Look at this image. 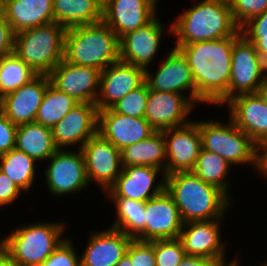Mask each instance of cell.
<instances>
[{
    "label": "cell",
    "instance_id": "6da1fadb",
    "mask_svg": "<svg viewBox=\"0 0 267 266\" xmlns=\"http://www.w3.org/2000/svg\"><path fill=\"white\" fill-rule=\"evenodd\" d=\"M173 46L186 57L191 69L199 104L224 106L228 102L231 57L234 42L241 36ZM218 105V106H217Z\"/></svg>",
    "mask_w": 267,
    "mask_h": 266
},
{
    "label": "cell",
    "instance_id": "7a4b0ae2",
    "mask_svg": "<svg viewBox=\"0 0 267 266\" xmlns=\"http://www.w3.org/2000/svg\"><path fill=\"white\" fill-rule=\"evenodd\" d=\"M196 1L167 27L168 35L176 39L173 46L223 39L240 31L229 3L224 0H200L196 4Z\"/></svg>",
    "mask_w": 267,
    "mask_h": 266
},
{
    "label": "cell",
    "instance_id": "3957f363",
    "mask_svg": "<svg viewBox=\"0 0 267 266\" xmlns=\"http://www.w3.org/2000/svg\"><path fill=\"white\" fill-rule=\"evenodd\" d=\"M165 190L173 198L184 223L225 219L233 202L222 190L205 183L192 171L166 175Z\"/></svg>",
    "mask_w": 267,
    "mask_h": 266
},
{
    "label": "cell",
    "instance_id": "277c9868",
    "mask_svg": "<svg viewBox=\"0 0 267 266\" xmlns=\"http://www.w3.org/2000/svg\"><path fill=\"white\" fill-rule=\"evenodd\" d=\"M64 60L103 71L120 60V43L103 21L69 28L65 35Z\"/></svg>",
    "mask_w": 267,
    "mask_h": 266
},
{
    "label": "cell",
    "instance_id": "5b68a950",
    "mask_svg": "<svg viewBox=\"0 0 267 266\" xmlns=\"http://www.w3.org/2000/svg\"><path fill=\"white\" fill-rule=\"evenodd\" d=\"M65 222L20 225L3 238L2 249L22 266H39L66 238Z\"/></svg>",
    "mask_w": 267,
    "mask_h": 266
},
{
    "label": "cell",
    "instance_id": "8992f818",
    "mask_svg": "<svg viewBox=\"0 0 267 266\" xmlns=\"http://www.w3.org/2000/svg\"><path fill=\"white\" fill-rule=\"evenodd\" d=\"M202 149L216 153L230 166L247 164L259 172V146L229 118L227 123L218 120H198Z\"/></svg>",
    "mask_w": 267,
    "mask_h": 266
},
{
    "label": "cell",
    "instance_id": "52a82bcc",
    "mask_svg": "<svg viewBox=\"0 0 267 266\" xmlns=\"http://www.w3.org/2000/svg\"><path fill=\"white\" fill-rule=\"evenodd\" d=\"M67 29L56 22L15 34L16 53L36 74L49 75L64 59Z\"/></svg>",
    "mask_w": 267,
    "mask_h": 266
},
{
    "label": "cell",
    "instance_id": "ba28073f",
    "mask_svg": "<svg viewBox=\"0 0 267 266\" xmlns=\"http://www.w3.org/2000/svg\"><path fill=\"white\" fill-rule=\"evenodd\" d=\"M57 149L47 160L44 176L48 192L53 196H66L86 190L89 185L85 159L81 149Z\"/></svg>",
    "mask_w": 267,
    "mask_h": 266
},
{
    "label": "cell",
    "instance_id": "9c48e42d",
    "mask_svg": "<svg viewBox=\"0 0 267 266\" xmlns=\"http://www.w3.org/2000/svg\"><path fill=\"white\" fill-rule=\"evenodd\" d=\"M228 101L241 94L257 93L267 68L254 46L243 35L233 44Z\"/></svg>",
    "mask_w": 267,
    "mask_h": 266
},
{
    "label": "cell",
    "instance_id": "30bf717a",
    "mask_svg": "<svg viewBox=\"0 0 267 266\" xmlns=\"http://www.w3.org/2000/svg\"><path fill=\"white\" fill-rule=\"evenodd\" d=\"M162 58L159 68L155 72L145 69V82L149 90L156 92H174L187 96L196 106L198 104V94L188 61L183 53L172 47ZM187 92V95H186Z\"/></svg>",
    "mask_w": 267,
    "mask_h": 266
},
{
    "label": "cell",
    "instance_id": "8fae6325",
    "mask_svg": "<svg viewBox=\"0 0 267 266\" xmlns=\"http://www.w3.org/2000/svg\"><path fill=\"white\" fill-rule=\"evenodd\" d=\"M81 150L89 185L96 184L106 193L122 171L121 151L99 133L92 136Z\"/></svg>",
    "mask_w": 267,
    "mask_h": 266
},
{
    "label": "cell",
    "instance_id": "7c38bea8",
    "mask_svg": "<svg viewBox=\"0 0 267 266\" xmlns=\"http://www.w3.org/2000/svg\"><path fill=\"white\" fill-rule=\"evenodd\" d=\"M165 187L166 174L163 170L151 166H128L122 168L115 183L105 194L108 198H128L146 202L162 194Z\"/></svg>",
    "mask_w": 267,
    "mask_h": 266
},
{
    "label": "cell",
    "instance_id": "4fadbf2b",
    "mask_svg": "<svg viewBox=\"0 0 267 266\" xmlns=\"http://www.w3.org/2000/svg\"><path fill=\"white\" fill-rule=\"evenodd\" d=\"M163 135L166 143V175L192 171L202 148L198 119L163 130Z\"/></svg>",
    "mask_w": 267,
    "mask_h": 266
},
{
    "label": "cell",
    "instance_id": "5bb4252c",
    "mask_svg": "<svg viewBox=\"0 0 267 266\" xmlns=\"http://www.w3.org/2000/svg\"><path fill=\"white\" fill-rule=\"evenodd\" d=\"M222 221L215 219L184 223L179 239L186 254L205 257L223 265L226 262L227 244L221 237Z\"/></svg>",
    "mask_w": 267,
    "mask_h": 266
},
{
    "label": "cell",
    "instance_id": "9a60e30c",
    "mask_svg": "<svg viewBox=\"0 0 267 266\" xmlns=\"http://www.w3.org/2000/svg\"><path fill=\"white\" fill-rule=\"evenodd\" d=\"M97 127L95 103H78L52 127L54 145L57 149H81L97 133Z\"/></svg>",
    "mask_w": 267,
    "mask_h": 266
},
{
    "label": "cell",
    "instance_id": "2e32d148",
    "mask_svg": "<svg viewBox=\"0 0 267 266\" xmlns=\"http://www.w3.org/2000/svg\"><path fill=\"white\" fill-rule=\"evenodd\" d=\"M157 7L158 0H103L102 21L120 39L150 23L158 15Z\"/></svg>",
    "mask_w": 267,
    "mask_h": 266
},
{
    "label": "cell",
    "instance_id": "e0dca14e",
    "mask_svg": "<svg viewBox=\"0 0 267 266\" xmlns=\"http://www.w3.org/2000/svg\"><path fill=\"white\" fill-rule=\"evenodd\" d=\"M101 71L71 64L64 59L49 74L51 84L79 103H95Z\"/></svg>",
    "mask_w": 267,
    "mask_h": 266
},
{
    "label": "cell",
    "instance_id": "ac0fdd59",
    "mask_svg": "<svg viewBox=\"0 0 267 266\" xmlns=\"http://www.w3.org/2000/svg\"><path fill=\"white\" fill-rule=\"evenodd\" d=\"M145 82V69L121 60L101 71L95 105L98 111L109 109L130 91Z\"/></svg>",
    "mask_w": 267,
    "mask_h": 266
},
{
    "label": "cell",
    "instance_id": "d6986e66",
    "mask_svg": "<svg viewBox=\"0 0 267 266\" xmlns=\"http://www.w3.org/2000/svg\"><path fill=\"white\" fill-rule=\"evenodd\" d=\"M194 108L185 95L149 90L144 118L156 131H163L189 123Z\"/></svg>",
    "mask_w": 267,
    "mask_h": 266
},
{
    "label": "cell",
    "instance_id": "ffe728a7",
    "mask_svg": "<svg viewBox=\"0 0 267 266\" xmlns=\"http://www.w3.org/2000/svg\"><path fill=\"white\" fill-rule=\"evenodd\" d=\"M165 27L156 16L146 26L128 32L119 39L120 60L148 69L161 47Z\"/></svg>",
    "mask_w": 267,
    "mask_h": 266
},
{
    "label": "cell",
    "instance_id": "44dd1931",
    "mask_svg": "<svg viewBox=\"0 0 267 266\" xmlns=\"http://www.w3.org/2000/svg\"><path fill=\"white\" fill-rule=\"evenodd\" d=\"M156 130L144 117H130L115 113L111 108L98 111L97 133L120 151L149 138Z\"/></svg>",
    "mask_w": 267,
    "mask_h": 266
},
{
    "label": "cell",
    "instance_id": "7402d4cb",
    "mask_svg": "<svg viewBox=\"0 0 267 266\" xmlns=\"http://www.w3.org/2000/svg\"><path fill=\"white\" fill-rule=\"evenodd\" d=\"M229 117L259 148L267 142V104L257 93L241 94L230 99Z\"/></svg>",
    "mask_w": 267,
    "mask_h": 266
},
{
    "label": "cell",
    "instance_id": "603a6c76",
    "mask_svg": "<svg viewBox=\"0 0 267 266\" xmlns=\"http://www.w3.org/2000/svg\"><path fill=\"white\" fill-rule=\"evenodd\" d=\"M50 83L49 75L37 74L25 85L4 95L2 113L16 126L35 122L45 90Z\"/></svg>",
    "mask_w": 267,
    "mask_h": 266
},
{
    "label": "cell",
    "instance_id": "cb8c5ba5",
    "mask_svg": "<svg viewBox=\"0 0 267 266\" xmlns=\"http://www.w3.org/2000/svg\"><path fill=\"white\" fill-rule=\"evenodd\" d=\"M144 241L179 238L183 220L166 190L145 202Z\"/></svg>",
    "mask_w": 267,
    "mask_h": 266
},
{
    "label": "cell",
    "instance_id": "d4e9b609",
    "mask_svg": "<svg viewBox=\"0 0 267 266\" xmlns=\"http://www.w3.org/2000/svg\"><path fill=\"white\" fill-rule=\"evenodd\" d=\"M81 256V266H116L126 253L132 238L111 228L90 233Z\"/></svg>",
    "mask_w": 267,
    "mask_h": 266
},
{
    "label": "cell",
    "instance_id": "484cf974",
    "mask_svg": "<svg viewBox=\"0 0 267 266\" xmlns=\"http://www.w3.org/2000/svg\"><path fill=\"white\" fill-rule=\"evenodd\" d=\"M2 6L15 34L54 22L53 0H4Z\"/></svg>",
    "mask_w": 267,
    "mask_h": 266
},
{
    "label": "cell",
    "instance_id": "4316f807",
    "mask_svg": "<svg viewBox=\"0 0 267 266\" xmlns=\"http://www.w3.org/2000/svg\"><path fill=\"white\" fill-rule=\"evenodd\" d=\"M122 167L151 166L166 174V143L163 131H156L149 138L121 150Z\"/></svg>",
    "mask_w": 267,
    "mask_h": 266
},
{
    "label": "cell",
    "instance_id": "83f0119b",
    "mask_svg": "<svg viewBox=\"0 0 267 266\" xmlns=\"http://www.w3.org/2000/svg\"><path fill=\"white\" fill-rule=\"evenodd\" d=\"M103 0H53L54 22L69 29L102 21Z\"/></svg>",
    "mask_w": 267,
    "mask_h": 266
},
{
    "label": "cell",
    "instance_id": "f1b7e54d",
    "mask_svg": "<svg viewBox=\"0 0 267 266\" xmlns=\"http://www.w3.org/2000/svg\"><path fill=\"white\" fill-rule=\"evenodd\" d=\"M15 149L24 152L37 162L47 161L57 151L53 142L52 128L36 122L18 126Z\"/></svg>",
    "mask_w": 267,
    "mask_h": 266
},
{
    "label": "cell",
    "instance_id": "f546056e",
    "mask_svg": "<svg viewBox=\"0 0 267 266\" xmlns=\"http://www.w3.org/2000/svg\"><path fill=\"white\" fill-rule=\"evenodd\" d=\"M115 206L116 214L109 227L124 232L132 239L144 241L145 202L128 198H108Z\"/></svg>",
    "mask_w": 267,
    "mask_h": 266
},
{
    "label": "cell",
    "instance_id": "4dcf8cb0",
    "mask_svg": "<svg viewBox=\"0 0 267 266\" xmlns=\"http://www.w3.org/2000/svg\"><path fill=\"white\" fill-rule=\"evenodd\" d=\"M37 161L17 149L0 155V170L24 193L30 191L36 180Z\"/></svg>",
    "mask_w": 267,
    "mask_h": 266
},
{
    "label": "cell",
    "instance_id": "1f68e13d",
    "mask_svg": "<svg viewBox=\"0 0 267 266\" xmlns=\"http://www.w3.org/2000/svg\"><path fill=\"white\" fill-rule=\"evenodd\" d=\"M231 166L220 155L201 148L196 165L192 172L205 183L222 190L230 199L229 175ZM228 178V179H227Z\"/></svg>",
    "mask_w": 267,
    "mask_h": 266
},
{
    "label": "cell",
    "instance_id": "d6a6232c",
    "mask_svg": "<svg viewBox=\"0 0 267 266\" xmlns=\"http://www.w3.org/2000/svg\"><path fill=\"white\" fill-rule=\"evenodd\" d=\"M78 103L50 83L45 90L35 122L52 128Z\"/></svg>",
    "mask_w": 267,
    "mask_h": 266
},
{
    "label": "cell",
    "instance_id": "836d02e7",
    "mask_svg": "<svg viewBox=\"0 0 267 266\" xmlns=\"http://www.w3.org/2000/svg\"><path fill=\"white\" fill-rule=\"evenodd\" d=\"M36 75L16 53L0 57V92L3 95L17 90Z\"/></svg>",
    "mask_w": 267,
    "mask_h": 266
},
{
    "label": "cell",
    "instance_id": "e575fe53",
    "mask_svg": "<svg viewBox=\"0 0 267 266\" xmlns=\"http://www.w3.org/2000/svg\"><path fill=\"white\" fill-rule=\"evenodd\" d=\"M148 94L149 87L147 83L144 82L141 86L119 99L111 109L117 114L135 118L144 117Z\"/></svg>",
    "mask_w": 267,
    "mask_h": 266
},
{
    "label": "cell",
    "instance_id": "d590c367",
    "mask_svg": "<svg viewBox=\"0 0 267 266\" xmlns=\"http://www.w3.org/2000/svg\"><path fill=\"white\" fill-rule=\"evenodd\" d=\"M149 242L154 246L156 266H178L187 255L179 238Z\"/></svg>",
    "mask_w": 267,
    "mask_h": 266
},
{
    "label": "cell",
    "instance_id": "8d00e7d4",
    "mask_svg": "<svg viewBox=\"0 0 267 266\" xmlns=\"http://www.w3.org/2000/svg\"><path fill=\"white\" fill-rule=\"evenodd\" d=\"M71 237H67L39 266H81V256L76 252Z\"/></svg>",
    "mask_w": 267,
    "mask_h": 266
},
{
    "label": "cell",
    "instance_id": "74e56055",
    "mask_svg": "<svg viewBox=\"0 0 267 266\" xmlns=\"http://www.w3.org/2000/svg\"><path fill=\"white\" fill-rule=\"evenodd\" d=\"M230 5L233 18L240 28L267 10V0H233Z\"/></svg>",
    "mask_w": 267,
    "mask_h": 266
},
{
    "label": "cell",
    "instance_id": "f35d334b",
    "mask_svg": "<svg viewBox=\"0 0 267 266\" xmlns=\"http://www.w3.org/2000/svg\"><path fill=\"white\" fill-rule=\"evenodd\" d=\"M126 254L134 266H156L154 246L149 241L132 239Z\"/></svg>",
    "mask_w": 267,
    "mask_h": 266
},
{
    "label": "cell",
    "instance_id": "ab89813d",
    "mask_svg": "<svg viewBox=\"0 0 267 266\" xmlns=\"http://www.w3.org/2000/svg\"><path fill=\"white\" fill-rule=\"evenodd\" d=\"M17 128L8 117L0 113V155L15 148Z\"/></svg>",
    "mask_w": 267,
    "mask_h": 266
},
{
    "label": "cell",
    "instance_id": "60d3db41",
    "mask_svg": "<svg viewBox=\"0 0 267 266\" xmlns=\"http://www.w3.org/2000/svg\"><path fill=\"white\" fill-rule=\"evenodd\" d=\"M240 30L245 38H267V10L250 19Z\"/></svg>",
    "mask_w": 267,
    "mask_h": 266
},
{
    "label": "cell",
    "instance_id": "b9f144b4",
    "mask_svg": "<svg viewBox=\"0 0 267 266\" xmlns=\"http://www.w3.org/2000/svg\"><path fill=\"white\" fill-rule=\"evenodd\" d=\"M24 193L0 170V207L12 205Z\"/></svg>",
    "mask_w": 267,
    "mask_h": 266
},
{
    "label": "cell",
    "instance_id": "7bdbcfd3",
    "mask_svg": "<svg viewBox=\"0 0 267 266\" xmlns=\"http://www.w3.org/2000/svg\"><path fill=\"white\" fill-rule=\"evenodd\" d=\"M15 33L12 30H0V57L14 52Z\"/></svg>",
    "mask_w": 267,
    "mask_h": 266
},
{
    "label": "cell",
    "instance_id": "ee69618b",
    "mask_svg": "<svg viewBox=\"0 0 267 266\" xmlns=\"http://www.w3.org/2000/svg\"><path fill=\"white\" fill-rule=\"evenodd\" d=\"M178 266H220L217 262L199 256L186 255Z\"/></svg>",
    "mask_w": 267,
    "mask_h": 266
},
{
    "label": "cell",
    "instance_id": "f6af8a7d",
    "mask_svg": "<svg viewBox=\"0 0 267 266\" xmlns=\"http://www.w3.org/2000/svg\"><path fill=\"white\" fill-rule=\"evenodd\" d=\"M252 42L262 60V63L267 68V38H246Z\"/></svg>",
    "mask_w": 267,
    "mask_h": 266
},
{
    "label": "cell",
    "instance_id": "bcb514c9",
    "mask_svg": "<svg viewBox=\"0 0 267 266\" xmlns=\"http://www.w3.org/2000/svg\"><path fill=\"white\" fill-rule=\"evenodd\" d=\"M258 174L267 179V142L260 147Z\"/></svg>",
    "mask_w": 267,
    "mask_h": 266
},
{
    "label": "cell",
    "instance_id": "7dc6e473",
    "mask_svg": "<svg viewBox=\"0 0 267 266\" xmlns=\"http://www.w3.org/2000/svg\"><path fill=\"white\" fill-rule=\"evenodd\" d=\"M0 266H22V265L15 259H13L5 250L0 248Z\"/></svg>",
    "mask_w": 267,
    "mask_h": 266
},
{
    "label": "cell",
    "instance_id": "c3c4849f",
    "mask_svg": "<svg viewBox=\"0 0 267 266\" xmlns=\"http://www.w3.org/2000/svg\"><path fill=\"white\" fill-rule=\"evenodd\" d=\"M0 30H12L10 24L6 21L4 17L3 6H0Z\"/></svg>",
    "mask_w": 267,
    "mask_h": 266
},
{
    "label": "cell",
    "instance_id": "681fc988",
    "mask_svg": "<svg viewBox=\"0 0 267 266\" xmlns=\"http://www.w3.org/2000/svg\"><path fill=\"white\" fill-rule=\"evenodd\" d=\"M258 94L262 97L264 102L267 104V75L263 80V83L259 87Z\"/></svg>",
    "mask_w": 267,
    "mask_h": 266
},
{
    "label": "cell",
    "instance_id": "f907efd6",
    "mask_svg": "<svg viewBox=\"0 0 267 266\" xmlns=\"http://www.w3.org/2000/svg\"><path fill=\"white\" fill-rule=\"evenodd\" d=\"M116 266H134V264L131 263L130 257L125 253Z\"/></svg>",
    "mask_w": 267,
    "mask_h": 266
},
{
    "label": "cell",
    "instance_id": "816d5d0a",
    "mask_svg": "<svg viewBox=\"0 0 267 266\" xmlns=\"http://www.w3.org/2000/svg\"><path fill=\"white\" fill-rule=\"evenodd\" d=\"M240 258H238L237 256H233V259L230 261V259H229V262L227 263V261L223 264V265H221V266H240L239 264H240V261L241 260H239ZM264 264L262 265L261 264V266H267V262H263Z\"/></svg>",
    "mask_w": 267,
    "mask_h": 266
},
{
    "label": "cell",
    "instance_id": "f5cc1de1",
    "mask_svg": "<svg viewBox=\"0 0 267 266\" xmlns=\"http://www.w3.org/2000/svg\"><path fill=\"white\" fill-rule=\"evenodd\" d=\"M3 99H4V95L0 92V113L3 110Z\"/></svg>",
    "mask_w": 267,
    "mask_h": 266
},
{
    "label": "cell",
    "instance_id": "db71d44e",
    "mask_svg": "<svg viewBox=\"0 0 267 266\" xmlns=\"http://www.w3.org/2000/svg\"><path fill=\"white\" fill-rule=\"evenodd\" d=\"M3 245V238L0 239V248H2Z\"/></svg>",
    "mask_w": 267,
    "mask_h": 266
},
{
    "label": "cell",
    "instance_id": "11a10c76",
    "mask_svg": "<svg viewBox=\"0 0 267 266\" xmlns=\"http://www.w3.org/2000/svg\"><path fill=\"white\" fill-rule=\"evenodd\" d=\"M224 1L230 4L233 0H224Z\"/></svg>",
    "mask_w": 267,
    "mask_h": 266
},
{
    "label": "cell",
    "instance_id": "9f6ffc18",
    "mask_svg": "<svg viewBox=\"0 0 267 266\" xmlns=\"http://www.w3.org/2000/svg\"><path fill=\"white\" fill-rule=\"evenodd\" d=\"M4 3V0H0V6H2Z\"/></svg>",
    "mask_w": 267,
    "mask_h": 266
}]
</instances>
